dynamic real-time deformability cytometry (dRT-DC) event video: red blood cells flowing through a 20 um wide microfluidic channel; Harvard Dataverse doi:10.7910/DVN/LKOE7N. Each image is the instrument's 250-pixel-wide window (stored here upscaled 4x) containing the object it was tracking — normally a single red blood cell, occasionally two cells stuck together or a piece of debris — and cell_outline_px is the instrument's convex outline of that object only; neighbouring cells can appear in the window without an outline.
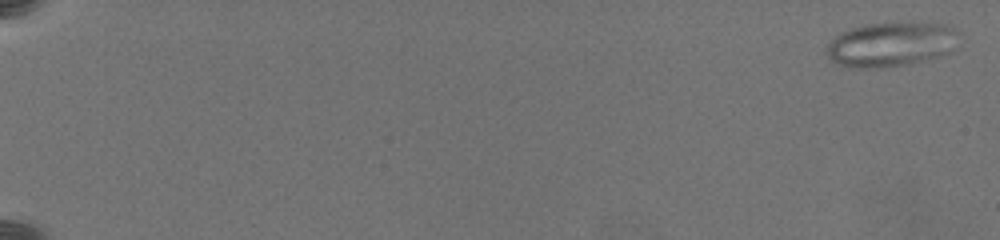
{"species": "common noctule bat (a hibernating species)", "species_latin": "Nyctalus noctula", "temperature_condition": "warm", "stored_images_in_passage": 4, "camera_frame_rate_fps": 3000, "um_per_image_px": 0.085, "animal": {"sex": "female", "body_mass_g": 19.5, "forearm_length_mm": 54.1}, "frame": {"image": 1, "passage_image": 1, "time_ms": 0.0, "image_size_px": [1000, 240], "cell_outline_px": [[960, 32], [956, 48], [952, 52], [940, 56], [908, 64], [888, 68], [852, 68], [836, 64], [828, 56], [828, 44], [840, 32], [852, 28], [868, 24], [944, 24]], "centroid_in_image_um": [75.77, 3.81], "position_along_channel_um": 9.2, "area_um2": 34.16}}